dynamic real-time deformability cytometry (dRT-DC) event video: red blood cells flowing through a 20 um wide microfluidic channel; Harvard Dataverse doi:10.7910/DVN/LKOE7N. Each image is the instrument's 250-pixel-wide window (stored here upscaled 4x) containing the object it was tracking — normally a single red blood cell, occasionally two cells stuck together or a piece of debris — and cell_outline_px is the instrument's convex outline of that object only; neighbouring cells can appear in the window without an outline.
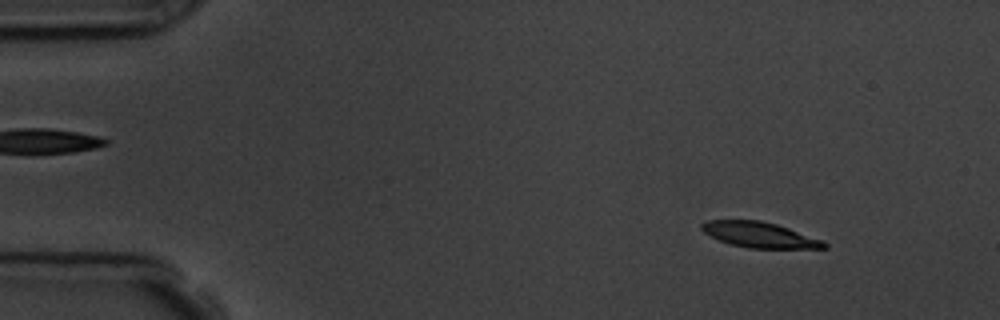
{"species": "common noctule bat (a hibernating species)", "species_latin": "Nyctalus noctula", "temperature_condition": "room temperature", "stored_images_in_passage": 15, "camera_frame_rate_fps": 3000, "um_per_image_px": 0.085, "animal": {"sex": "male", "body_mass_g": 19.5, "forearm_length_mm": 54.6}, "frame": {"image": 1, "passage_image": 6, "time_ms": 1.667, "image_size_px": [1000, 320], "cell_outline_px": [[828, 248], [748, 248], [728, 244], [704, 232], [700, 228], [700, 224], [704, 220], [760, 220], [776, 224], [824, 240], [828, 244]], "centroid_in_image_um": [64.56, 19.96], "position_along_channel_um": 20.4, "area_um2": 18.26}}